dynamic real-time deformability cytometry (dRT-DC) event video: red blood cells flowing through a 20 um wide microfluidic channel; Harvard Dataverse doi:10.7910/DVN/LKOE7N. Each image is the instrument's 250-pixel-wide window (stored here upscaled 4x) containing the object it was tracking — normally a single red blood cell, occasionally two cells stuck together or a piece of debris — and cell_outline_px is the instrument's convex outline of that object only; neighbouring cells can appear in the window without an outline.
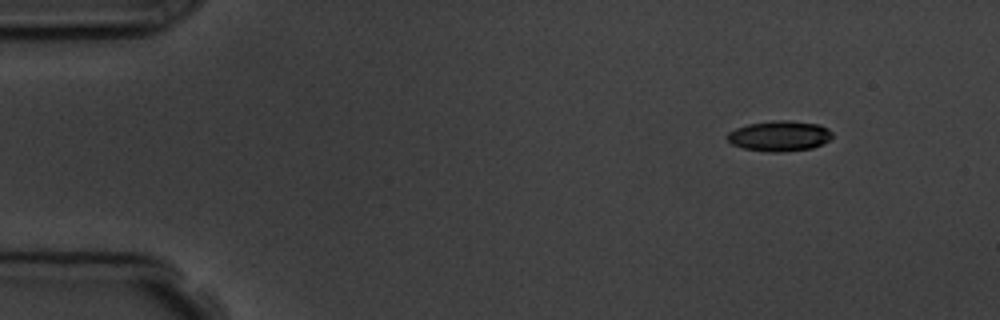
{"species": "common noctule bat (a hibernating species)", "species_latin": "Nyctalus noctula", "temperature_condition": "room temperature", "stored_images_in_passage": 4, "camera_frame_rate_fps": 3000, "um_per_image_px": 0.085, "animal": {"sex": "male", "body_mass_g": 19.5, "forearm_length_mm": 54.6}, "frame": {"image": 1, "passage_image": 1, "time_ms": 0.0, "image_size_px": [1000, 320], "cell_outline_px": [[832, 136], [828, 140], [812, 148], [784, 152], [768, 152], [744, 148], [732, 144], [724, 136], [728, 132], [736, 128], [748, 124], [772, 120], [788, 120], [820, 124], [828, 128], [832, 132]], "centroid_in_image_um": [66.23, 11.55], "position_along_channel_um": 18.8, "area_um2": 18.73}}
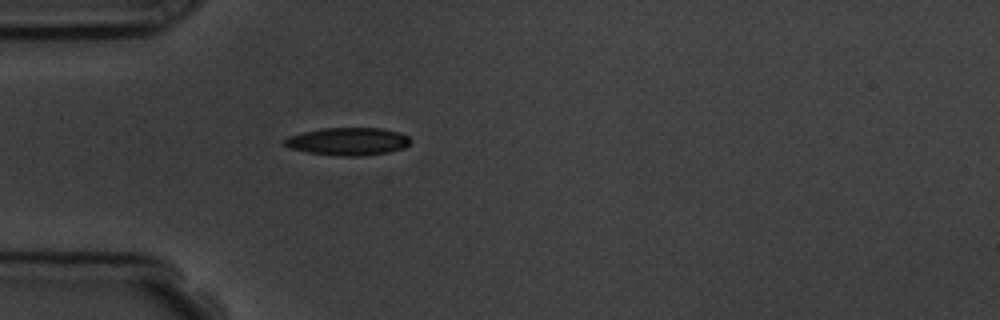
{"frame": {"image": 2, "passage_image": 4, "time_ms": 3.333, "image_size_px": [1000, 320], "cell_outline_px": [[412, 140], [404, 148], [388, 152], [364, 156], [336, 156], [308, 152], [288, 148], [284, 144], [284, 140], [288, 136], [304, 132], [324, 128], [380, 128], [400, 132], [408, 136]], "centroid_in_image_um": [29.59, 12.03], "position_along_channel_um": 55.4, "area_um2": 20.4}}